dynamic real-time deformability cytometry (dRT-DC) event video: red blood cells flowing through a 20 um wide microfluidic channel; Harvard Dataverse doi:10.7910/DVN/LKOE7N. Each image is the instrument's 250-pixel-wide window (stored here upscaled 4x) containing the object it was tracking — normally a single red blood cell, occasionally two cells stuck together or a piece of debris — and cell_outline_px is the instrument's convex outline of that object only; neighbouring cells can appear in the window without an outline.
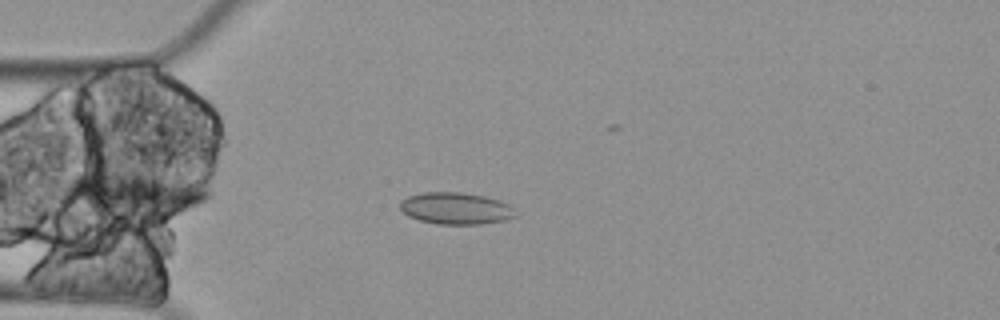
{"species": "Egyptian fruit bat (a non-hibernating species)", "species_latin": "Rousettus aegyptiacus", "temperature_condition": "cold", "stored_images_in_passage": 5, "camera_frame_rate_fps": 3000, "um_per_image_px": 0.085, "animal": {"sex": "female"}, "frame": {"image": 1, "passage_image": 2, "time_ms": 0.333, "image_size_px": [1000, 320], "cell_outline_px": [[516, 216], [504, 220], [480, 224], [436, 224], [420, 220], [408, 216], [400, 208], [400, 200], [408, 196], [424, 192], [460, 192], [484, 196], [500, 200], [508, 204], [512, 208]], "centroid_in_image_um": [38.72, 17.71], "position_along_channel_um": 46.3, "area_um2": 21.33}}
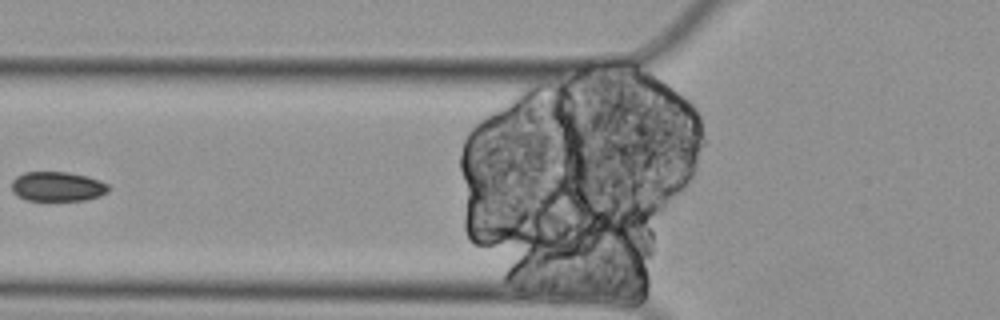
{"frame": {"image": 2, "passage_image": 4, "time_ms": 1.0, "image_size_px": [1000, 320], "cell_outline_px": [[108, 192], [100, 196], [84, 200], [24, 200], [16, 196], [12, 192], [12, 180], [16, 176], [24, 172], [68, 172], [88, 176], [100, 180], [108, 184]], "centroid_in_image_um": [4.86, 15.85], "position_along_channel_um": 120.9, "area_um2": 16.88}}